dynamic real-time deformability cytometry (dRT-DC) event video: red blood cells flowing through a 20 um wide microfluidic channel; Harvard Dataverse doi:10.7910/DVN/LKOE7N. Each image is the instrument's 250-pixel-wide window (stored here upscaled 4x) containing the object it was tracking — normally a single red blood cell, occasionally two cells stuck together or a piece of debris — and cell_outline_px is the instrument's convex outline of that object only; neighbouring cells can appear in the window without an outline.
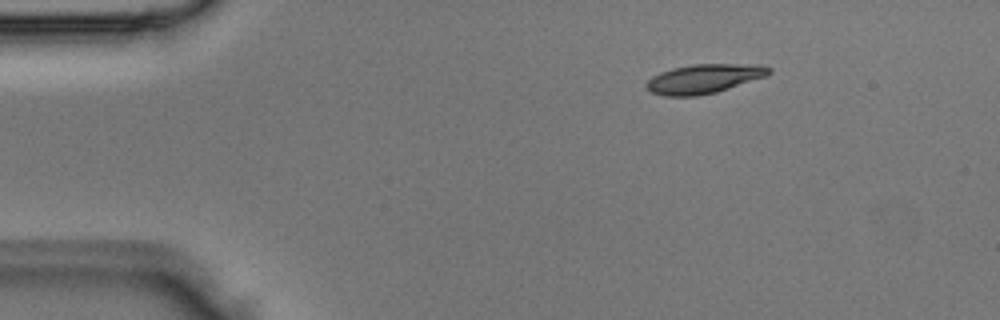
{"species": "Egyptian fruit bat (a non-hibernating species)", "species_latin": "Rousettus aegyptiacus", "temperature_condition": "room temperature", "stored_images_in_passage": 3, "camera_frame_rate_fps": 3000, "um_per_image_px": 0.085, "animal": {"sex": "male"}, "frame": {"image": 1, "passage_image": 1, "time_ms": 0.0, "image_size_px": [1000, 320], "cell_outline_px": [[772, 72], [764, 76], [716, 92], [696, 96], [664, 96], [652, 92], [644, 84], [652, 76], [660, 72], [672, 68], [692, 64], [760, 64], [772, 68]], "centroid_in_image_um": [59.82, 6.68], "position_along_channel_um": 25.2, "area_um2": 20.75}}
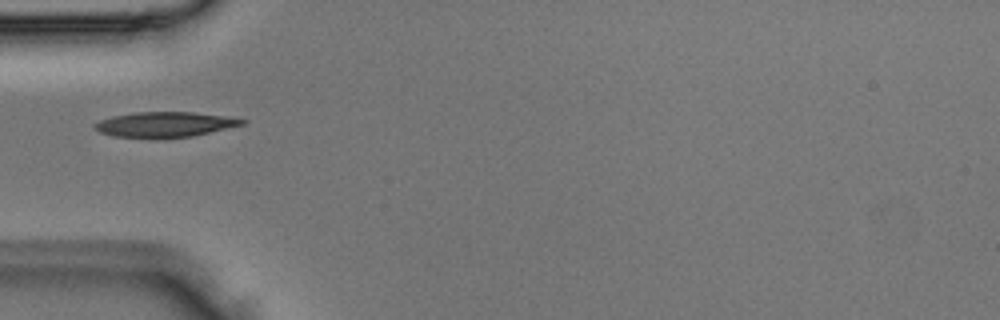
{"frame": {"image": 2, "passage_image": 3, "time_ms": 0.667, "image_size_px": [1000, 320], "cell_outline_px": [[248, 120], [244, 124], [192, 136], [116, 136], [100, 132], [92, 124], [100, 120], [112, 116], [136, 112], [192, 112]], "centroid_in_image_um": [13.99, 10.55], "position_along_channel_um": 71.0, "area_um2": 20.63}}